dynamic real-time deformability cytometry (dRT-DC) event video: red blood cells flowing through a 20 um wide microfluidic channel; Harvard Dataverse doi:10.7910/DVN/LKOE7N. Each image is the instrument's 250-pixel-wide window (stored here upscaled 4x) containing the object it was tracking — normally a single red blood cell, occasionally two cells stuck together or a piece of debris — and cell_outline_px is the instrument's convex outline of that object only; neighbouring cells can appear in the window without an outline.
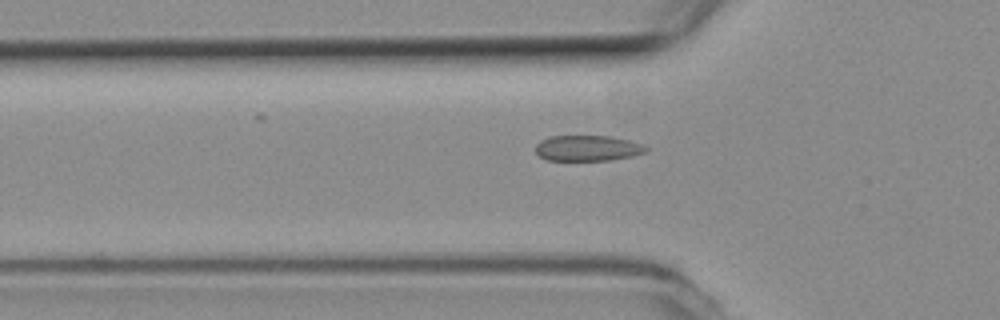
{"species": "common noctule bat (a hibernating species)", "species_latin": "Nyctalus noctula", "temperature_condition": "room temperature", "stored_images_in_passage": 46, "camera_frame_rate_fps": 3000, "um_per_image_px": 0.085, "animal": {"sex": "female", "body_mass_g": 19.3, "forearm_length_mm": 54.1}, "frame": {"image": 1, "passage_image": 15, "time_ms": 4.667, "image_size_px": [1000, 320], "cell_outline_px": [[648, 148], [644, 152], [632, 156], [612, 160], [548, 160], [540, 156], [536, 152], [536, 144], [540, 140], [552, 136], [612, 136], [644, 144]], "centroid_in_image_um": [49.96, 12.59], "position_along_channel_um": 75.8, "area_um2": 16.47}}
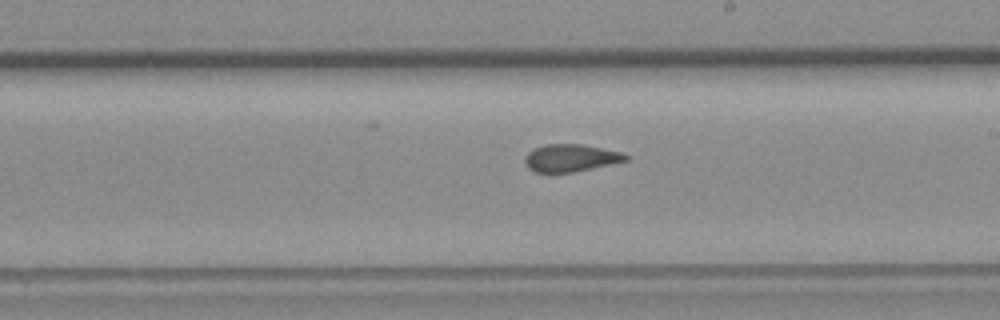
{"frame": {"image": 2, "passage_image": 28, "time_ms": 9.0, "image_size_px": [1000, 320], "cell_outline_px": [[628, 160], [576, 172], [552, 176], [536, 172], [528, 168], [524, 160], [528, 152], [532, 148], [544, 144], [580, 144], [620, 152], [628, 156]], "centroid_in_image_um": [48.42, 13.47], "position_along_channel_um": 240.6, "area_um2": 16.59}}
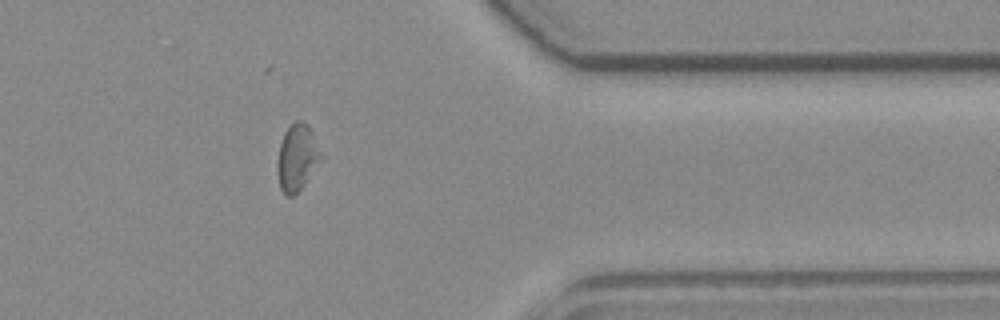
{"frame": {"image": 3, "passage_image": 41, "time_ms": 13.333, "image_size_px": [1000, 320], "cell_outline_px": [[324, 160], [304, 184], [292, 196], [288, 196], [280, 188], [276, 172], [276, 164], [280, 144], [284, 132], [296, 120], [300, 120], [308, 124], [324, 156]], "centroid_in_image_um": [25.28, 13.38], "position_along_channel_um": 386.1, "area_um2": 17.22}, "authors_computed_cell_mechanics": {"area_um2": 17.1377, "velocity_mm_per_s": 3.7821, "shape_relaxation_time_tau1_ms": 9.8301, "shape_relaxation_time_tau2_ms": 0.9646, "deformation_change_tau1": 0.1435, "deformation_change_tau2": 0.072}}